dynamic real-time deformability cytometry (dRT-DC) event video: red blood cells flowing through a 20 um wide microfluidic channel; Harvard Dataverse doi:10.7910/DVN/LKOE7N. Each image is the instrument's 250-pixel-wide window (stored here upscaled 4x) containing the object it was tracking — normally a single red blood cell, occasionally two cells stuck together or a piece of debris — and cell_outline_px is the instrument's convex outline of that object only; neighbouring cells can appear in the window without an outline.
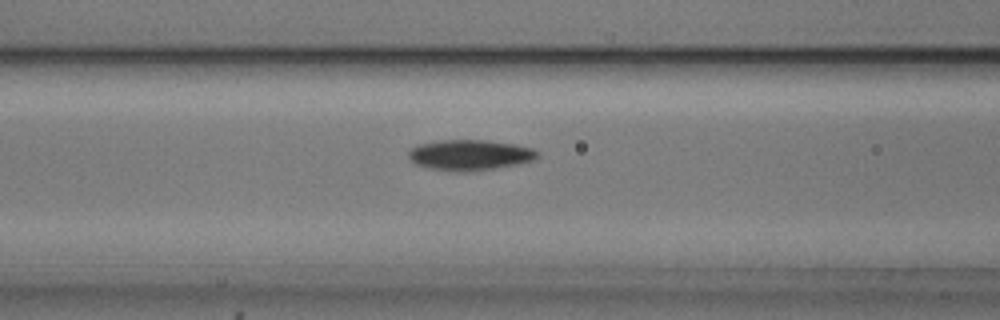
{"species": "common noctule bat (a hibernating species)", "species_latin": "Nyctalus noctula", "temperature_condition": "cold", "stored_images_in_passage": 51, "camera_frame_rate_fps": 3000, "um_per_image_px": 0.085, "animal": {"sex": "male", "body_mass_g": 20.5, "forearm_length_mm": 52.5}, "frame": {"image": 1, "passage_image": 18, "time_ms": 5.667, "image_size_px": [1000, 320], "cell_outline_px": [[540, 156], [532, 160], [516, 164], [496, 168], [472, 172], [452, 172], [428, 168], [412, 164], [408, 160], [408, 152], [416, 144], [440, 140], [488, 140], [516, 144], [532, 148], [540, 152]], "centroid_in_image_um": [39.89, 13.18], "position_along_channel_um": 126.7, "area_um2": 23.52}}
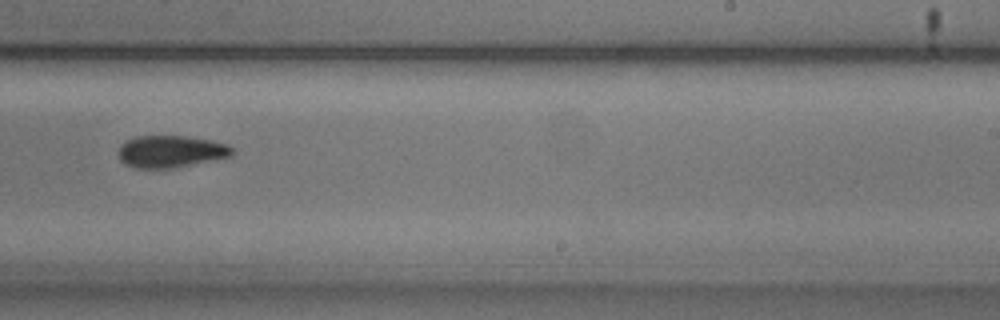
{"frame": {"image": 2, "passage_image": 30, "time_ms": 9.667, "image_size_px": [1000, 320], "cell_outline_px": [[232, 156], [172, 168], [136, 168], [124, 164], [120, 160], [120, 144], [124, 140], [136, 136], [184, 136], [208, 140], [228, 144], [232, 148]], "centroid_in_image_um": [14.48, 12.87], "position_along_channel_um": 274.5, "area_um2": 21.1}}
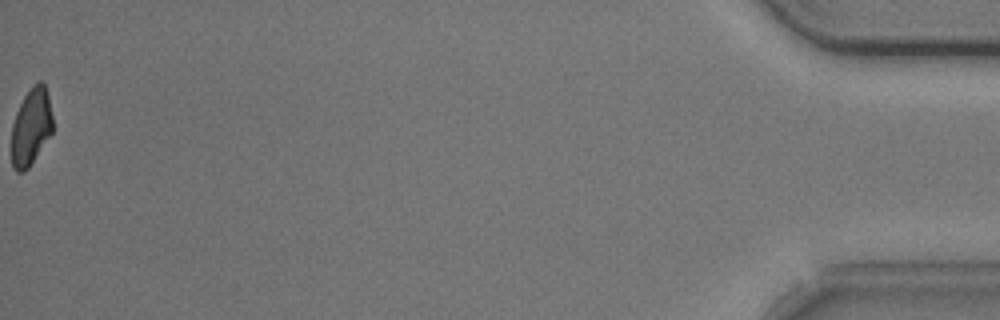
{"frame": {"image": 3, "passage_image": 51, "time_ms": 16.667, "image_size_px": [1000, 320], "cell_outline_px": [[52, 132], [28, 168], [24, 172], [16, 172], [12, 168], [12, 124], [16, 112], [24, 96], [32, 84], [40, 80], [44, 84], [48, 96], [52, 116]], "centroid_in_image_um": [2.63, 10.77], "position_along_channel_um": 432.6, "area_um2": 18.38}, "authors_computed_cell_mechanics": {"area_um2": 21.097, "velocity_mm_per_s": 3.7056, "shape_relaxation_time_tau1_ms": 2.7979, "shape_relaxation_time_tau2_ms": null, "deformation_change_tau1": 0.1199, "deformation_change_tau2": null}}